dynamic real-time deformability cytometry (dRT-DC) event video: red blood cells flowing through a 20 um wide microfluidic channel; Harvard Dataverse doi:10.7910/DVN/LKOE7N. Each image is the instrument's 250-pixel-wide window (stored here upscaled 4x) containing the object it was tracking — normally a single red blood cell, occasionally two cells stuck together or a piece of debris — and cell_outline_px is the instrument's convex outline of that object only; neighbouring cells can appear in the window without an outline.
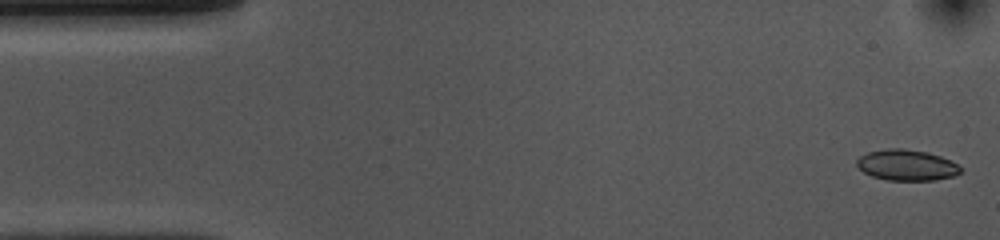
{"species": "common noctule bat (a hibernating species)", "species_latin": "Nyctalus noctula", "temperature_condition": "cold", "stored_images_in_passage": 52, "camera_frame_rate_fps": 3000, "um_per_image_px": 0.085, "animal": {"sex": "female", "body_mass_g": 10.0, "forearm_length_mm": 53.1}, "frame": {"image": 1, "passage_image": 1, "time_ms": 0.0, "image_size_px": [1000, 240], "cell_outline_px": [[960, 172], [956, 176], [936, 180], [888, 180], [872, 176], [864, 172], [856, 164], [856, 160], [860, 156], [868, 152], [888, 148], [904, 148], [928, 152], [940, 156], [956, 164], [960, 168]], "centroid_in_image_um": [77.06, 14.03], "position_along_channel_um": 7.9, "area_um2": 18.61}}
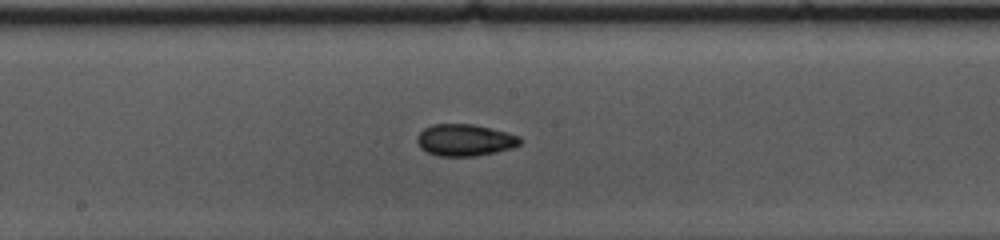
{"frame": {"image": 2, "passage_image": 26, "time_ms": 8.333, "image_size_px": [1000, 240], "cell_outline_px": [[520, 144], [512, 148], [496, 152], [476, 156], [436, 156], [420, 148], [416, 140], [416, 136], [424, 128], [432, 124], [472, 124], [492, 128], [520, 136]], "centroid_in_image_um": [39.49, 11.91], "position_along_channel_um": 208.7, "area_um2": 19.19}}
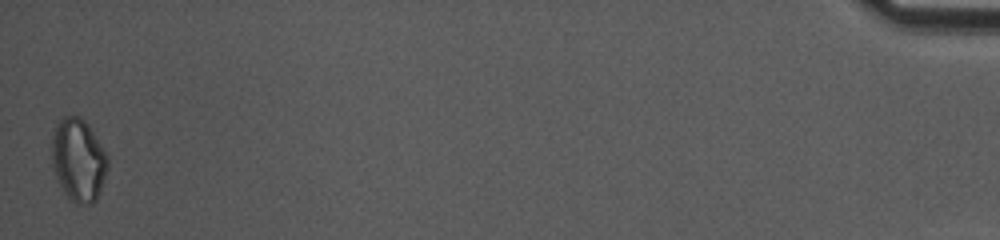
{"frame": {"image": 3, "passage_image": 52, "time_ms": 17.0, "image_size_px": [1000, 240], "cell_outline_px": [[108, 168], [100, 192], [96, 200], [92, 204], [80, 204], [68, 200], [56, 176], [52, 164], [52, 136], [56, 124], [64, 116], [80, 116], [88, 124], [108, 156]], "centroid_in_image_um": [6.67, 13.61], "position_along_channel_um": 428.5, "area_um2": 27.05}, "authors_computed_cell_mechanics": {"area_um2": 18.7272, "velocity_mm_per_s": 3.7045, "shape_relaxation_time_tau1_ms": 6.1858, "shape_relaxation_time_tau2_ms": 6.2005, "deformation_change_tau1": 0.0847, "deformation_change_tau2": 0.0892}}